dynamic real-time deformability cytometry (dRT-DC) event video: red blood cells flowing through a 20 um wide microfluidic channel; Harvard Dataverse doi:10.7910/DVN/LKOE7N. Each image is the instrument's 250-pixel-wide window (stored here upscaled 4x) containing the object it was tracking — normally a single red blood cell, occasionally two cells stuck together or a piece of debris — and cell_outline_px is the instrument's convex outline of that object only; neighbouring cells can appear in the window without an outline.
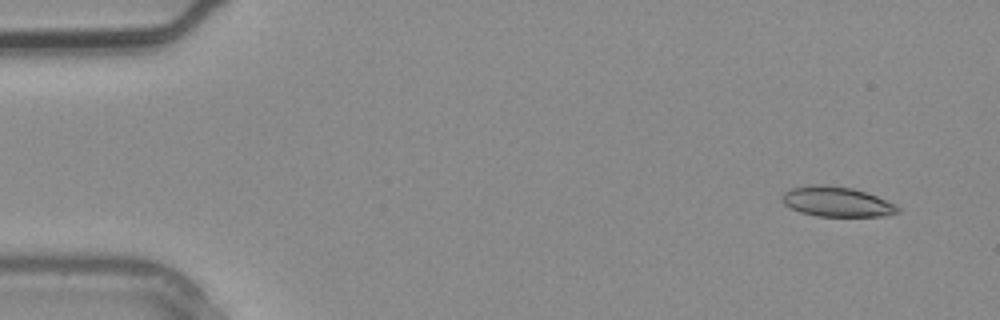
{"species": "common noctule bat (a hibernating species)", "species_latin": "Nyctalus noctula", "temperature_condition": "warm", "stored_images_in_passage": 3, "camera_frame_rate_fps": 3000, "um_per_image_px": 0.085, "animal": {"sex": "male", "body_mass_g": 20.4}, "frame": {"image": 1, "passage_image": 1, "time_ms": 0.0, "image_size_px": [1000, 320], "cell_outline_px": [[900, 212], [888, 216], [816, 216], [800, 212], [784, 204], [780, 200], [780, 196], [784, 192], [792, 188], [812, 184], [824, 184], [852, 188], [876, 196], [900, 208]], "centroid_in_image_um": [71.08, 17.15], "position_along_channel_um": 13.9, "area_um2": 20.17}}
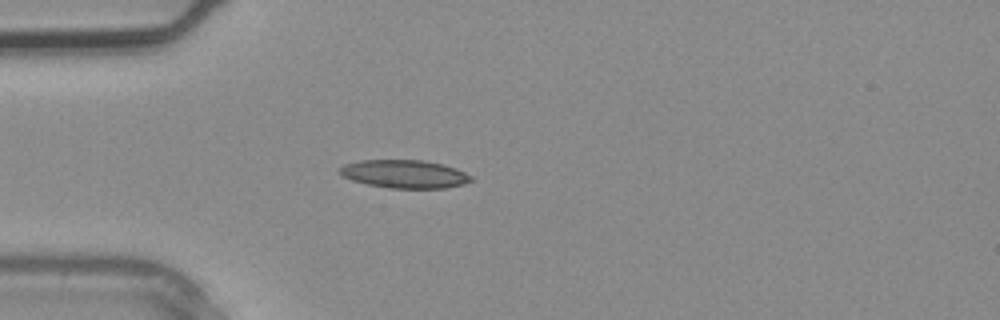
{"frame": {"image": 2, "passage_image": 3, "time_ms": 0.667, "image_size_px": [1000, 320], "cell_outline_px": [[472, 180], [464, 184], [444, 188], [388, 188], [368, 184], [352, 180], [344, 176], [340, 172], [340, 168], [344, 164], [360, 160], [424, 160], [444, 164], [456, 168], [472, 176]], "centroid_in_image_um": [34.41, 14.78], "position_along_channel_um": 50.6, "area_um2": 21.5}}